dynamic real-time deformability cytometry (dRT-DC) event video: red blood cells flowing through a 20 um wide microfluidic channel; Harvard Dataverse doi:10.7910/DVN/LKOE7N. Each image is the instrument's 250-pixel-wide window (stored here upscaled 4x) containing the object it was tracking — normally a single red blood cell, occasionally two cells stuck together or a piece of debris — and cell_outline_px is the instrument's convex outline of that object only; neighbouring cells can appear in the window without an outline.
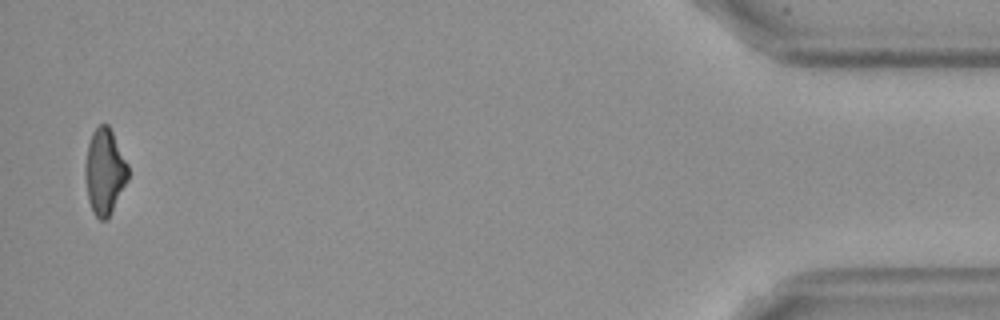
{"species": "Egyptian fruit bat (a non-hibernating species)", "species_latin": "Rousettus aegyptiacus", "temperature_condition": "cold", "stored_images_in_passage": 16, "camera_frame_rate_fps": 3000, "um_per_image_px": 0.085, "frame": {"image": 1, "passage_image": 16, "time_ms": 19.333, "image_size_px": [1000, 320], "cell_outline_px": [[128, 180], [108, 220], [100, 220], [92, 212], [88, 200], [84, 176], [84, 164], [88, 144], [92, 132], [100, 124], [108, 124], [128, 164]], "centroid_in_image_um": [8.88, 14.62], "position_along_channel_um": 426.3, "area_um2": 21.68}}